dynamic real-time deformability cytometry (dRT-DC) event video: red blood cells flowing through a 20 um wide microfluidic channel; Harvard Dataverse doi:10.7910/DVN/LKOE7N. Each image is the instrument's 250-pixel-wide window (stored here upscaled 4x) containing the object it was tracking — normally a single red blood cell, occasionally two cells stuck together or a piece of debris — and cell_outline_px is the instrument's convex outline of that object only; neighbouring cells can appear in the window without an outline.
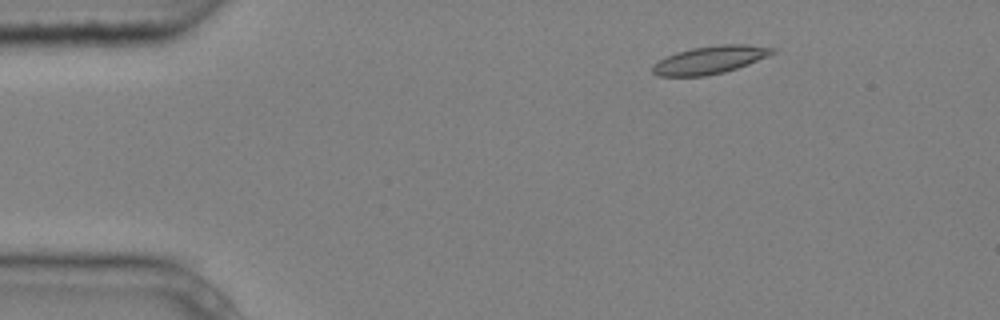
{"species": "common noctule bat (a hibernating species)", "species_latin": "Nyctalus noctula", "temperature_condition": "cold", "stored_images_in_passage": 4, "camera_frame_rate_fps": 3000, "um_per_image_px": 0.085, "animal": {"sex": "male", "body_mass_g": 20.4}, "frame": {"image": 1, "passage_image": 2, "time_ms": 0.333, "image_size_px": [1000, 320], "cell_outline_px": [[776, 52], [768, 56], [748, 64], [724, 72], [704, 76], [660, 76], [652, 72], [652, 64], [676, 52], [692, 48], [720, 44], [748, 44], [776, 48]], "centroid_in_image_um": [60.36, 5.08], "position_along_channel_um": 24.6, "area_um2": 19.36}}